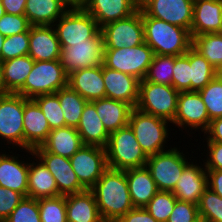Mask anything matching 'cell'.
Masks as SVG:
<instances>
[{
  "mask_svg": "<svg viewBox=\"0 0 222 222\" xmlns=\"http://www.w3.org/2000/svg\"><path fill=\"white\" fill-rule=\"evenodd\" d=\"M53 26L60 46L85 42L101 30L97 21L82 7L69 8Z\"/></svg>",
  "mask_w": 222,
  "mask_h": 222,
  "instance_id": "9c48e42d",
  "label": "cell"
},
{
  "mask_svg": "<svg viewBox=\"0 0 222 222\" xmlns=\"http://www.w3.org/2000/svg\"><path fill=\"white\" fill-rule=\"evenodd\" d=\"M40 159L56 181L58 192L61 195L80 193L87 190L80 182L72 169L69 158L45 151L41 146L28 152Z\"/></svg>",
  "mask_w": 222,
  "mask_h": 222,
  "instance_id": "9a60e30c",
  "label": "cell"
},
{
  "mask_svg": "<svg viewBox=\"0 0 222 222\" xmlns=\"http://www.w3.org/2000/svg\"><path fill=\"white\" fill-rule=\"evenodd\" d=\"M30 26L31 25L25 15L5 13L0 18V33L5 37L27 32Z\"/></svg>",
  "mask_w": 222,
  "mask_h": 222,
  "instance_id": "f6af8a7d",
  "label": "cell"
},
{
  "mask_svg": "<svg viewBox=\"0 0 222 222\" xmlns=\"http://www.w3.org/2000/svg\"><path fill=\"white\" fill-rule=\"evenodd\" d=\"M16 156L0 153V186L27 197L29 163Z\"/></svg>",
  "mask_w": 222,
  "mask_h": 222,
  "instance_id": "cb8c5ba5",
  "label": "cell"
},
{
  "mask_svg": "<svg viewBox=\"0 0 222 222\" xmlns=\"http://www.w3.org/2000/svg\"><path fill=\"white\" fill-rule=\"evenodd\" d=\"M222 33V0H194L190 34Z\"/></svg>",
  "mask_w": 222,
  "mask_h": 222,
  "instance_id": "7402d4cb",
  "label": "cell"
},
{
  "mask_svg": "<svg viewBox=\"0 0 222 222\" xmlns=\"http://www.w3.org/2000/svg\"><path fill=\"white\" fill-rule=\"evenodd\" d=\"M29 30L20 34L5 37L2 45L0 60L6 61L12 58L28 55Z\"/></svg>",
  "mask_w": 222,
  "mask_h": 222,
  "instance_id": "7bdbcfd3",
  "label": "cell"
},
{
  "mask_svg": "<svg viewBox=\"0 0 222 222\" xmlns=\"http://www.w3.org/2000/svg\"><path fill=\"white\" fill-rule=\"evenodd\" d=\"M207 153L208 157L206 159L205 166L206 170H222V143L207 141Z\"/></svg>",
  "mask_w": 222,
  "mask_h": 222,
  "instance_id": "c3c4849f",
  "label": "cell"
},
{
  "mask_svg": "<svg viewBox=\"0 0 222 222\" xmlns=\"http://www.w3.org/2000/svg\"><path fill=\"white\" fill-rule=\"evenodd\" d=\"M174 60L175 56L155 54L144 80L151 83L172 85Z\"/></svg>",
  "mask_w": 222,
  "mask_h": 222,
  "instance_id": "8d00e7d4",
  "label": "cell"
},
{
  "mask_svg": "<svg viewBox=\"0 0 222 222\" xmlns=\"http://www.w3.org/2000/svg\"><path fill=\"white\" fill-rule=\"evenodd\" d=\"M200 220L198 205L176 200L174 209L167 222H199Z\"/></svg>",
  "mask_w": 222,
  "mask_h": 222,
  "instance_id": "bcb514c9",
  "label": "cell"
},
{
  "mask_svg": "<svg viewBox=\"0 0 222 222\" xmlns=\"http://www.w3.org/2000/svg\"><path fill=\"white\" fill-rule=\"evenodd\" d=\"M69 8L63 0H27L24 15L31 26H53Z\"/></svg>",
  "mask_w": 222,
  "mask_h": 222,
  "instance_id": "f1b7e54d",
  "label": "cell"
},
{
  "mask_svg": "<svg viewBox=\"0 0 222 222\" xmlns=\"http://www.w3.org/2000/svg\"><path fill=\"white\" fill-rule=\"evenodd\" d=\"M208 187L222 197V170H206Z\"/></svg>",
  "mask_w": 222,
  "mask_h": 222,
  "instance_id": "816d5d0a",
  "label": "cell"
},
{
  "mask_svg": "<svg viewBox=\"0 0 222 222\" xmlns=\"http://www.w3.org/2000/svg\"><path fill=\"white\" fill-rule=\"evenodd\" d=\"M7 14L24 15L27 0H0Z\"/></svg>",
  "mask_w": 222,
  "mask_h": 222,
  "instance_id": "f5cc1de1",
  "label": "cell"
},
{
  "mask_svg": "<svg viewBox=\"0 0 222 222\" xmlns=\"http://www.w3.org/2000/svg\"><path fill=\"white\" fill-rule=\"evenodd\" d=\"M24 150H34L47 139L51 128L38 104L33 99L24 98Z\"/></svg>",
  "mask_w": 222,
  "mask_h": 222,
  "instance_id": "ac0fdd59",
  "label": "cell"
},
{
  "mask_svg": "<svg viewBox=\"0 0 222 222\" xmlns=\"http://www.w3.org/2000/svg\"><path fill=\"white\" fill-rule=\"evenodd\" d=\"M65 201L67 222H104L91 190L65 195Z\"/></svg>",
  "mask_w": 222,
  "mask_h": 222,
  "instance_id": "484cf974",
  "label": "cell"
},
{
  "mask_svg": "<svg viewBox=\"0 0 222 222\" xmlns=\"http://www.w3.org/2000/svg\"><path fill=\"white\" fill-rule=\"evenodd\" d=\"M172 86L178 92L191 91L190 49L183 55L175 56Z\"/></svg>",
  "mask_w": 222,
  "mask_h": 222,
  "instance_id": "b9f144b4",
  "label": "cell"
},
{
  "mask_svg": "<svg viewBox=\"0 0 222 222\" xmlns=\"http://www.w3.org/2000/svg\"><path fill=\"white\" fill-rule=\"evenodd\" d=\"M70 8L83 7L87 0H63Z\"/></svg>",
  "mask_w": 222,
  "mask_h": 222,
  "instance_id": "db71d44e",
  "label": "cell"
},
{
  "mask_svg": "<svg viewBox=\"0 0 222 222\" xmlns=\"http://www.w3.org/2000/svg\"><path fill=\"white\" fill-rule=\"evenodd\" d=\"M37 160L36 163H29L27 197L38 200L60 196L54 177L43 162Z\"/></svg>",
  "mask_w": 222,
  "mask_h": 222,
  "instance_id": "4dcf8cb0",
  "label": "cell"
},
{
  "mask_svg": "<svg viewBox=\"0 0 222 222\" xmlns=\"http://www.w3.org/2000/svg\"><path fill=\"white\" fill-rule=\"evenodd\" d=\"M140 0H87L82 7L98 23H107L126 18L139 9Z\"/></svg>",
  "mask_w": 222,
  "mask_h": 222,
  "instance_id": "d6986e66",
  "label": "cell"
},
{
  "mask_svg": "<svg viewBox=\"0 0 222 222\" xmlns=\"http://www.w3.org/2000/svg\"><path fill=\"white\" fill-rule=\"evenodd\" d=\"M23 198L21 193L0 186V222L8 218Z\"/></svg>",
  "mask_w": 222,
  "mask_h": 222,
  "instance_id": "7dc6e473",
  "label": "cell"
},
{
  "mask_svg": "<svg viewBox=\"0 0 222 222\" xmlns=\"http://www.w3.org/2000/svg\"><path fill=\"white\" fill-rule=\"evenodd\" d=\"M34 60L24 55L3 61V82L7 93H16L30 74Z\"/></svg>",
  "mask_w": 222,
  "mask_h": 222,
  "instance_id": "1f68e13d",
  "label": "cell"
},
{
  "mask_svg": "<svg viewBox=\"0 0 222 222\" xmlns=\"http://www.w3.org/2000/svg\"><path fill=\"white\" fill-rule=\"evenodd\" d=\"M24 97L17 93L0 95V137L24 150ZM18 145V146H17Z\"/></svg>",
  "mask_w": 222,
  "mask_h": 222,
  "instance_id": "7c38bea8",
  "label": "cell"
},
{
  "mask_svg": "<svg viewBox=\"0 0 222 222\" xmlns=\"http://www.w3.org/2000/svg\"><path fill=\"white\" fill-rule=\"evenodd\" d=\"M139 8L149 17L191 30L194 0H140Z\"/></svg>",
  "mask_w": 222,
  "mask_h": 222,
  "instance_id": "4fadbf2b",
  "label": "cell"
},
{
  "mask_svg": "<svg viewBox=\"0 0 222 222\" xmlns=\"http://www.w3.org/2000/svg\"><path fill=\"white\" fill-rule=\"evenodd\" d=\"M179 92L172 85L139 82V99L136 108L144 113L174 120L177 112Z\"/></svg>",
  "mask_w": 222,
  "mask_h": 222,
  "instance_id": "8992f818",
  "label": "cell"
},
{
  "mask_svg": "<svg viewBox=\"0 0 222 222\" xmlns=\"http://www.w3.org/2000/svg\"><path fill=\"white\" fill-rule=\"evenodd\" d=\"M104 49L135 47L144 43L142 10L101 27Z\"/></svg>",
  "mask_w": 222,
  "mask_h": 222,
  "instance_id": "8fae6325",
  "label": "cell"
},
{
  "mask_svg": "<svg viewBox=\"0 0 222 222\" xmlns=\"http://www.w3.org/2000/svg\"><path fill=\"white\" fill-rule=\"evenodd\" d=\"M192 47L222 73V33L196 35L192 38Z\"/></svg>",
  "mask_w": 222,
  "mask_h": 222,
  "instance_id": "d6a6232c",
  "label": "cell"
},
{
  "mask_svg": "<svg viewBox=\"0 0 222 222\" xmlns=\"http://www.w3.org/2000/svg\"><path fill=\"white\" fill-rule=\"evenodd\" d=\"M60 53L61 47L54 26H30L28 55L34 61L58 60Z\"/></svg>",
  "mask_w": 222,
  "mask_h": 222,
  "instance_id": "ffe728a7",
  "label": "cell"
},
{
  "mask_svg": "<svg viewBox=\"0 0 222 222\" xmlns=\"http://www.w3.org/2000/svg\"><path fill=\"white\" fill-rule=\"evenodd\" d=\"M207 135V141L222 143V117L210 121L207 130L204 132Z\"/></svg>",
  "mask_w": 222,
  "mask_h": 222,
  "instance_id": "f907efd6",
  "label": "cell"
},
{
  "mask_svg": "<svg viewBox=\"0 0 222 222\" xmlns=\"http://www.w3.org/2000/svg\"><path fill=\"white\" fill-rule=\"evenodd\" d=\"M4 222H41L38 200L24 197Z\"/></svg>",
  "mask_w": 222,
  "mask_h": 222,
  "instance_id": "ee69618b",
  "label": "cell"
},
{
  "mask_svg": "<svg viewBox=\"0 0 222 222\" xmlns=\"http://www.w3.org/2000/svg\"><path fill=\"white\" fill-rule=\"evenodd\" d=\"M176 197L171 191H158L144 207L158 222H167L171 215Z\"/></svg>",
  "mask_w": 222,
  "mask_h": 222,
  "instance_id": "ab89813d",
  "label": "cell"
},
{
  "mask_svg": "<svg viewBox=\"0 0 222 222\" xmlns=\"http://www.w3.org/2000/svg\"><path fill=\"white\" fill-rule=\"evenodd\" d=\"M33 100L42 110L51 130L65 126V119L59 102L58 92L38 95L34 97Z\"/></svg>",
  "mask_w": 222,
  "mask_h": 222,
  "instance_id": "74e56055",
  "label": "cell"
},
{
  "mask_svg": "<svg viewBox=\"0 0 222 222\" xmlns=\"http://www.w3.org/2000/svg\"><path fill=\"white\" fill-rule=\"evenodd\" d=\"M3 82V62L0 60V95L6 94Z\"/></svg>",
  "mask_w": 222,
  "mask_h": 222,
  "instance_id": "11a10c76",
  "label": "cell"
},
{
  "mask_svg": "<svg viewBox=\"0 0 222 222\" xmlns=\"http://www.w3.org/2000/svg\"><path fill=\"white\" fill-rule=\"evenodd\" d=\"M92 102L95 105L97 114L104 124L105 129L109 133L128 125L129 116L133 109L130 104L107 97Z\"/></svg>",
  "mask_w": 222,
  "mask_h": 222,
  "instance_id": "83f0119b",
  "label": "cell"
},
{
  "mask_svg": "<svg viewBox=\"0 0 222 222\" xmlns=\"http://www.w3.org/2000/svg\"><path fill=\"white\" fill-rule=\"evenodd\" d=\"M178 148H170L148 156L146 167L156 182L159 191H172L184 168L190 163Z\"/></svg>",
  "mask_w": 222,
  "mask_h": 222,
  "instance_id": "ba28073f",
  "label": "cell"
},
{
  "mask_svg": "<svg viewBox=\"0 0 222 222\" xmlns=\"http://www.w3.org/2000/svg\"><path fill=\"white\" fill-rule=\"evenodd\" d=\"M144 41L154 55L180 56L192 47L190 32L180 26L147 16L142 11Z\"/></svg>",
  "mask_w": 222,
  "mask_h": 222,
  "instance_id": "7a4b0ae2",
  "label": "cell"
},
{
  "mask_svg": "<svg viewBox=\"0 0 222 222\" xmlns=\"http://www.w3.org/2000/svg\"><path fill=\"white\" fill-rule=\"evenodd\" d=\"M83 145L77 129L64 126L52 129L41 147L47 152L70 159Z\"/></svg>",
  "mask_w": 222,
  "mask_h": 222,
  "instance_id": "f546056e",
  "label": "cell"
},
{
  "mask_svg": "<svg viewBox=\"0 0 222 222\" xmlns=\"http://www.w3.org/2000/svg\"><path fill=\"white\" fill-rule=\"evenodd\" d=\"M191 91L203 89L219 71L216 70L197 50L190 48Z\"/></svg>",
  "mask_w": 222,
  "mask_h": 222,
  "instance_id": "e575fe53",
  "label": "cell"
},
{
  "mask_svg": "<svg viewBox=\"0 0 222 222\" xmlns=\"http://www.w3.org/2000/svg\"><path fill=\"white\" fill-rule=\"evenodd\" d=\"M60 47V62L67 75L83 68L103 65L104 44L101 30L85 42Z\"/></svg>",
  "mask_w": 222,
  "mask_h": 222,
  "instance_id": "30bf717a",
  "label": "cell"
},
{
  "mask_svg": "<svg viewBox=\"0 0 222 222\" xmlns=\"http://www.w3.org/2000/svg\"><path fill=\"white\" fill-rule=\"evenodd\" d=\"M76 129L84 145L106 147L110 133L105 129L93 102L86 103Z\"/></svg>",
  "mask_w": 222,
  "mask_h": 222,
  "instance_id": "4316f807",
  "label": "cell"
},
{
  "mask_svg": "<svg viewBox=\"0 0 222 222\" xmlns=\"http://www.w3.org/2000/svg\"><path fill=\"white\" fill-rule=\"evenodd\" d=\"M67 85L68 75L60 59L34 61L24 85L16 93L24 98L33 99L38 95L56 93Z\"/></svg>",
  "mask_w": 222,
  "mask_h": 222,
  "instance_id": "277c9868",
  "label": "cell"
},
{
  "mask_svg": "<svg viewBox=\"0 0 222 222\" xmlns=\"http://www.w3.org/2000/svg\"><path fill=\"white\" fill-rule=\"evenodd\" d=\"M5 9L3 7V5L1 4V1H0V18L5 14Z\"/></svg>",
  "mask_w": 222,
  "mask_h": 222,
  "instance_id": "6f0895ef",
  "label": "cell"
},
{
  "mask_svg": "<svg viewBox=\"0 0 222 222\" xmlns=\"http://www.w3.org/2000/svg\"><path fill=\"white\" fill-rule=\"evenodd\" d=\"M153 56V50L145 42L135 47L104 49L103 65L130 74L141 81L147 74Z\"/></svg>",
  "mask_w": 222,
  "mask_h": 222,
  "instance_id": "52a82bcc",
  "label": "cell"
},
{
  "mask_svg": "<svg viewBox=\"0 0 222 222\" xmlns=\"http://www.w3.org/2000/svg\"><path fill=\"white\" fill-rule=\"evenodd\" d=\"M117 222H158L150 213L139 207H134L127 214L122 216Z\"/></svg>",
  "mask_w": 222,
  "mask_h": 222,
  "instance_id": "681fc988",
  "label": "cell"
},
{
  "mask_svg": "<svg viewBox=\"0 0 222 222\" xmlns=\"http://www.w3.org/2000/svg\"><path fill=\"white\" fill-rule=\"evenodd\" d=\"M198 92L206 106L210 121L222 117V73Z\"/></svg>",
  "mask_w": 222,
  "mask_h": 222,
  "instance_id": "d590c367",
  "label": "cell"
},
{
  "mask_svg": "<svg viewBox=\"0 0 222 222\" xmlns=\"http://www.w3.org/2000/svg\"><path fill=\"white\" fill-rule=\"evenodd\" d=\"M124 171L133 206L144 208L159 191L156 182L146 166Z\"/></svg>",
  "mask_w": 222,
  "mask_h": 222,
  "instance_id": "d4e9b609",
  "label": "cell"
},
{
  "mask_svg": "<svg viewBox=\"0 0 222 222\" xmlns=\"http://www.w3.org/2000/svg\"><path fill=\"white\" fill-rule=\"evenodd\" d=\"M70 162L79 182L87 190L95 185L108 168L105 148L94 145H83L73 154Z\"/></svg>",
  "mask_w": 222,
  "mask_h": 222,
  "instance_id": "5bb4252c",
  "label": "cell"
},
{
  "mask_svg": "<svg viewBox=\"0 0 222 222\" xmlns=\"http://www.w3.org/2000/svg\"><path fill=\"white\" fill-rule=\"evenodd\" d=\"M198 210L204 222H222V197L208 187L200 198Z\"/></svg>",
  "mask_w": 222,
  "mask_h": 222,
  "instance_id": "60d3db41",
  "label": "cell"
},
{
  "mask_svg": "<svg viewBox=\"0 0 222 222\" xmlns=\"http://www.w3.org/2000/svg\"><path fill=\"white\" fill-rule=\"evenodd\" d=\"M192 163V164H191ZM208 188L206 169L190 162L183 170L175 188L171 191L177 200L198 205L202 194Z\"/></svg>",
  "mask_w": 222,
  "mask_h": 222,
  "instance_id": "44dd1931",
  "label": "cell"
},
{
  "mask_svg": "<svg viewBox=\"0 0 222 222\" xmlns=\"http://www.w3.org/2000/svg\"><path fill=\"white\" fill-rule=\"evenodd\" d=\"M170 121L144 113L133 108L128 125L133 130L140 147L147 156L165 151V143L169 135L168 123Z\"/></svg>",
  "mask_w": 222,
  "mask_h": 222,
  "instance_id": "5b68a950",
  "label": "cell"
},
{
  "mask_svg": "<svg viewBox=\"0 0 222 222\" xmlns=\"http://www.w3.org/2000/svg\"><path fill=\"white\" fill-rule=\"evenodd\" d=\"M90 190L104 222H117L134 208L124 170L107 168Z\"/></svg>",
  "mask_w": 222,
  "mask_h": 222,
  "instance_id": "6da1fadb",
  "label": "cell"
},
{
  "mask_svg": "<svg viewBox=\"0 0 222 222\" xmlns=\"http://www.w3.org/2000/svg\"><path fill=\"white\" fill-rule=\"evenodd\" d=\"M105 150L108 168L116 170L144 167L148 160L129 125L110 133Z\"/></svg>",
  "mask_w": 222,
  "mask_h": 222,
  "instance_id": "3957f363",
  "label": "cell"
},
{
  "mask_svg": "<svg viewBox=\"0 0 222 222\" xmlns=\"http://www.w3.org/2000/svg\"><path fill=\"white\" fill-rule=\"evenodd\" d=\"M68 85L87 101L104 98L103 65L72 72L68 75Z\"/></svg>",
  "mask_w": 222,
  "mask_h": 222,
  "instance_id": "603a6c76",
  "label": "cell"
},
{
  "mask_svg": "<svg viewBox=\"0 0 222 222\" xmlns=\"http://www.w3.org/2000/svg\"><path fill=\"white\" fill-rule=\"evenodd\" d=\"M41 222H67L65 195L38 199Z\"/></svg>",
  "mask_w": 222,
  "mask_h": 222,
  "instance_id": "f35d334b",
  "label": "cell"
},
{
  "mask_svg": "<svg viewBox=\"0 0 222 222\" xmlns=\"http://www.w3.org/2000/svg\"><path fill=\"white\" fill-rule=\"evenodd\" d=\"M4 40H5V36H3L1 33H0V54H1V49H2V45L4 43Z\"/></svg>",
  "mask_w": 222,
  "mask_h": 222,
  "instance_id": "9f6ffc18",
  "label": "cell"
},
{
  "mask_svg": "<svg viewBox=\"0 0 222 222\" xmlns=\"http://www.w3.org/2000/svg\"><path fill=\"white\" fill-rule=\"evenodd\" d=\"M103 81L105 97L126 102L136 108L139 99V79L103 65Z\"/></svg>",
  "mask_w": 222,
  "mask_h": 222,
  "instance_id": "e0dca14e",
  "label": "cell"
},
{
  "mask_svg": "<svg viewBox=\"0 0 222 222\" xmlns=\"http://www.w3.org/2000/svg\"><path fill=\"white\" fill-rule=\"evenodd\" d=\"M178 128L187 127L205 132L210 124L209 115L202 97L197 91L179 92L177 112L171 122Z\"/></svg>",
  "mask_w": 222,
  "mask_h": 222,
  "instance_id": "2e32d148",
  "label": "cell"
},
{
  "mask_svg": "<svg viewBox=\"0 0 222 222\" xmlns=\"http://www.w3.org/2000/svg\"><path fill=\"white\" fill-rule=\"evenodd\" d=\"M58 98L64 115L65 126L77 128L88 101L69 85L58 91Z\"/></svg>",
  "mask_w": 222,
  "mask_h": 222,
  "instance_id": "836d02e7",
  "label": "cell"
}]
</instances>
